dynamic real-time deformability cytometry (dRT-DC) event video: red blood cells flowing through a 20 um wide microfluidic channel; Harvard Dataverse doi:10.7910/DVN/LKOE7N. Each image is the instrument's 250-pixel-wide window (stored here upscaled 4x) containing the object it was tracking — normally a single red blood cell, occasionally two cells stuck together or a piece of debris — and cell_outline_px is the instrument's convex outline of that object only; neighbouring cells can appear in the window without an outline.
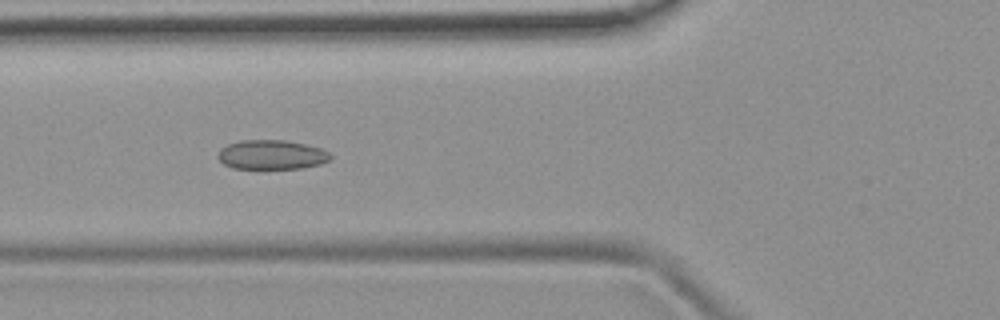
{"species": "common noctule bat (a hibernating species)", "species_latin": "Nyctalus noctula", "temperature_condition": "room temperature", "stored_images_in_passage": 23, "camera_frame_rate_fps": 3000, "um_per_image_px": 0.085, "animal": {"sex": "female", "body_mass_g": 19.9}, "frame": {"image": 1, "passage_image": 10, "time_ms": 3.0, "image_size_px": [1000, 320], "cell_outline_px": [[332, 160], [320, 164], [304, 168], [232, 168], [224, 164], [216, 156], [220, 148], [228, 144], [240, 140], [284, 140], [304, 144], [320, 148], [328, 152], [332, 156]], "centroid_in_image_um": [23.08, 13.15], "position_along_channel_um": 102.7, "area_um2": 19.31}}
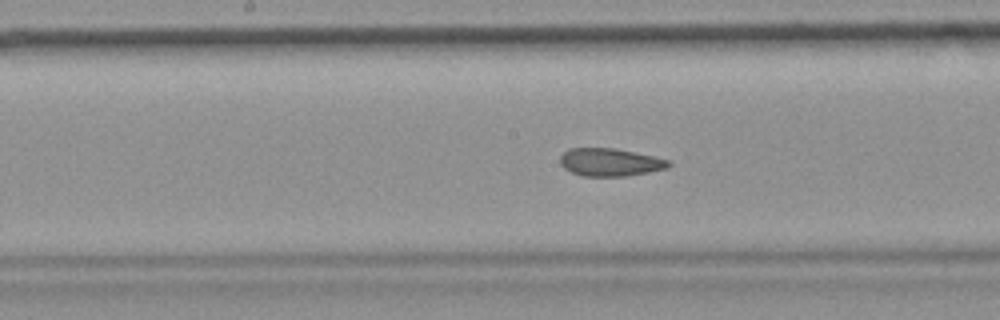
{"frame": {"image": 2, "passage_image": 14, "time_ms": 4.333, "image_size_px": [1000, 320], "cell_outline_px": [[672, 164], [668, 168], [628, 176], [580, 176], [564, 168], [560, 164], [560, 156], [568, 148], [616, 148], [656, 156], [672, 160]], "centroid_in_image_um": [51.9, 13.78], "position_along_channel_um": 196.3, "area_um2": 17.92}}